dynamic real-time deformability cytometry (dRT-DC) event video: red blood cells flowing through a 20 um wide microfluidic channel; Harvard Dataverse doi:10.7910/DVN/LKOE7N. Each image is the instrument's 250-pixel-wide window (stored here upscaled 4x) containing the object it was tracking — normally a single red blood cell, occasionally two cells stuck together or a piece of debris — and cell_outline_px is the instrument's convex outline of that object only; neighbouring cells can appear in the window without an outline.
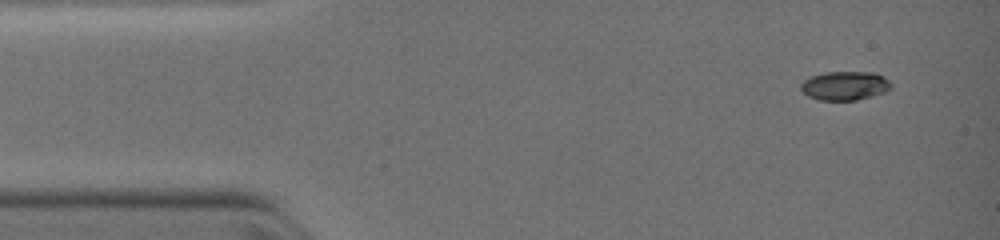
{"species": "common noctule bat (a hibernating species)", "species_latin": "Nyctalus noctula", "temperature_condition": "warm", "stored_images_in_passage": 5, "camera_frame_rate_fps": 3000, "um_per_image_px": 0.085, "animal": {"sex": "female", "body_mass_g": 19.0, "forearm_length_mm": 51.5}, "frame": {"image": 1, "passage_image": 1, "time_ms": 0.0, "image_size_px": [1000, 240], "cell_outline_px": [[892, 88], [884, 92], [872, 96], [856, 100], [820, 100], [808, 96], [800, 88], [800, 84], [804, 80], [812, 76], [824, 72], [876, 72], [884, 76], [892, 84]], "centroid_in_image_um": [71.84, 7.28], "position_along_channel_um": 13.2, "area_um2": 15.26}}
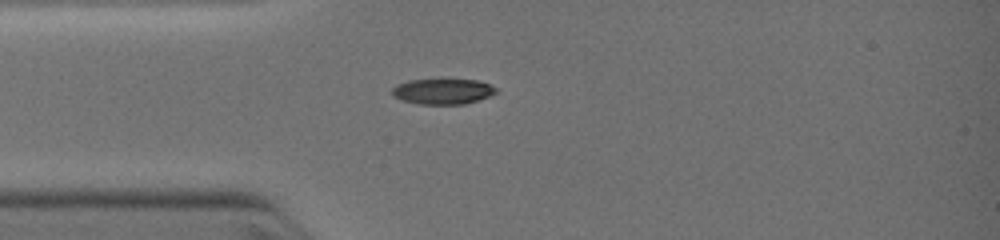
{"frame": {"image": 2, "passage_image": 4, "time_ms": 2.333, "image_size_px": [1000, 240], "cell_outline_px": [[496, 92], [488, 96], [464, 104], [420, 104], [404, 100], [396, 96], [392, 92], [392, 88], [396, 84], [408, 80], [476, 80], [488, 84], [496, 88]], "centroid_in_image_um": [37.61, 7.77], "position_along_channel_um": 47.4, "area_um2": 15.03}}